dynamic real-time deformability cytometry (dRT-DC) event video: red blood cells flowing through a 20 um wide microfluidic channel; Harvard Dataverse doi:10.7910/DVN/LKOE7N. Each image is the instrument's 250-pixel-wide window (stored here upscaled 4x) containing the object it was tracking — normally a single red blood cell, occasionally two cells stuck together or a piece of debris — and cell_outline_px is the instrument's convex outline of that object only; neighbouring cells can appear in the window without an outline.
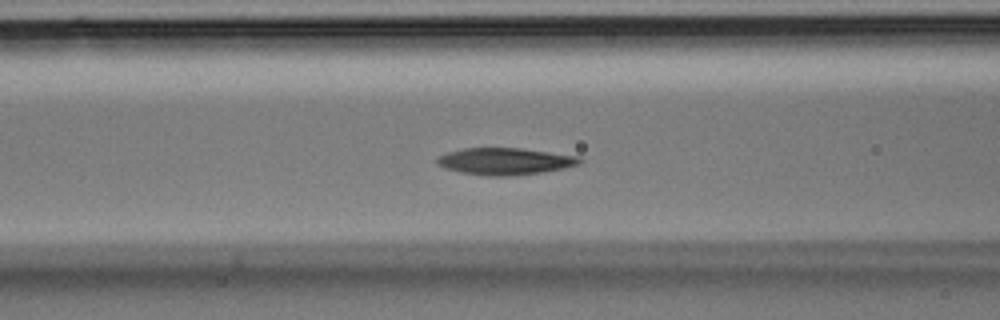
{"species": "Egyptian fruit bat (a non-hibernating species)", "species_latin": "Rousettus aegyptiacus", "temperature_condition": "room temperature", "stored_images_in_passage": 30, "camera_frame_rate_fps": 3000, "um_per_image_px": 0.085, "animal": {"sex": "male"}, "frame": {"image": 1, "passage_image": 8, "time_ms": 2.333, "image_size_px": [1000, 320], "cell_outline_px": [[584, 160], [580, 164], [564, 168], [544, 172], [508, 176], [488, 176], [460, 172], [444, 168], [436, 164], [436, 156], [448, 152], [464, 148], [520, 148], [580, 156]], "centroid_in_image_um": [42.92, 13.71], "position_along_channel_um": 123.7, "area_um2": 22.54}}
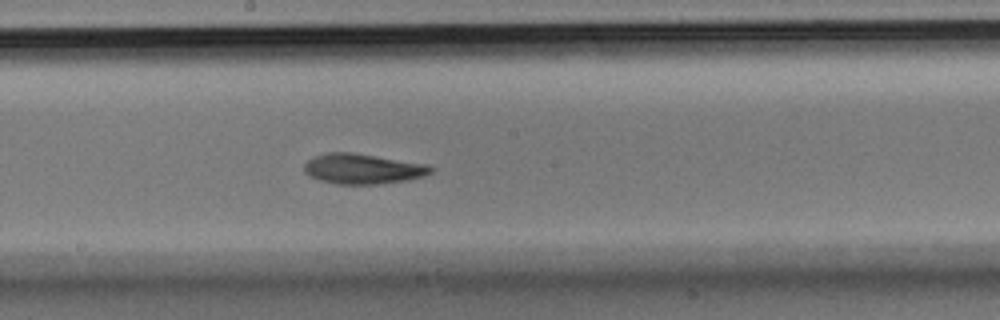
{"frame": {"image": 2, "passage_image": 13, "time_ms": 4.0, "image_size_px": [1000, 320], "cell_outline_px": [[436, 168], [432, 172], [424, 176], [408, 180], [380, 184], [336, 184], [320, 180], [308, 176], [304, 172], [304, 164], [312, 156], [328, 152], [352, 152], [428, 164]], "centroid_in_image_um": [30.84, 14.35], "position_along_channel_um": 217.4, "area_um2": 22.6}}
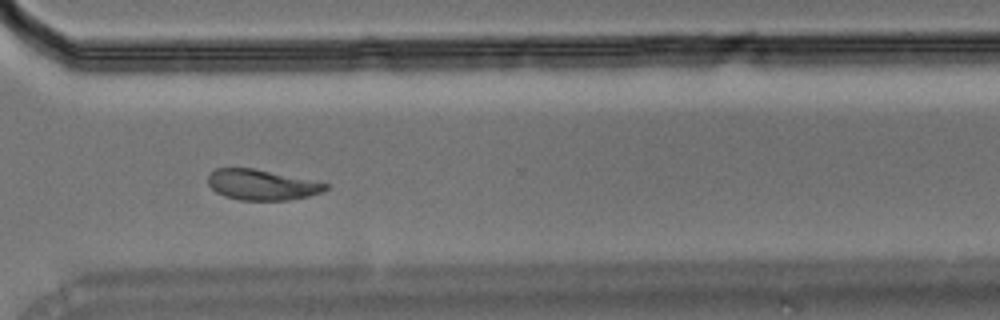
{"frame": {"image": 3, "passage_image": 20, "time_ms": 6.333, "image_size_px": [1000, 320], "cell_outline_px": [[328, 188], [320, 192], [308, 196], [288, 200], [240, 200], [224, 196], [216, 192], [208, 184], [208, 172], [216, 168], [252, 168], [328, 184]], "centroid_in_image_um": [22.17, 15.71], "position_along_channel_um": 348.4, "area_um2": 20.58}}